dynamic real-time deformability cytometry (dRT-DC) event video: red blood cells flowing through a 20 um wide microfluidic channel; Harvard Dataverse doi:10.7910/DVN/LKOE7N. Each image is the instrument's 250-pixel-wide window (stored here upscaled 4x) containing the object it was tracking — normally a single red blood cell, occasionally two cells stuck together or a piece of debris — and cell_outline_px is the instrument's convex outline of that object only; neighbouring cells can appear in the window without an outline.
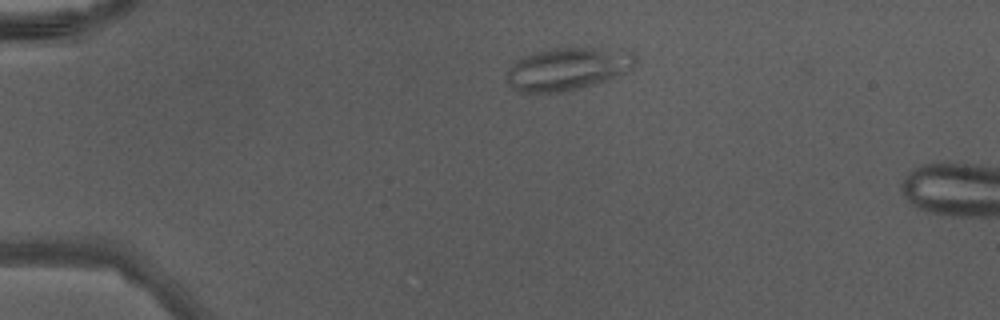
{"species": "Egyptian fruit bat (a non-hibernating species)", "species_latin": "Rousettus aegyptiacus", "temperature_condition": "warm", "stored_images_in_passage": 6, "camera_frame_rate_fps": 3000, "um_per_image_px": 0.085, "animal": {"sex": "male"}, "frame": {"image": 1, "passage_image": 2, "time_ms": 0.333, "image_size_px": [1000, 320], "cell_outline_px": [[640, 60], [632, 68], [620, 76], [596, 84], [564, 92], [516, 92], [512, 88], [504, 76], [504, 72], [520, 56], [544, 48], [584, 44], [624, 48], [632, 52]], "centroid_in_image_um": [48.31, 5.77], "position_along_channel_um": 36.7, "area_um2": 34.28}}